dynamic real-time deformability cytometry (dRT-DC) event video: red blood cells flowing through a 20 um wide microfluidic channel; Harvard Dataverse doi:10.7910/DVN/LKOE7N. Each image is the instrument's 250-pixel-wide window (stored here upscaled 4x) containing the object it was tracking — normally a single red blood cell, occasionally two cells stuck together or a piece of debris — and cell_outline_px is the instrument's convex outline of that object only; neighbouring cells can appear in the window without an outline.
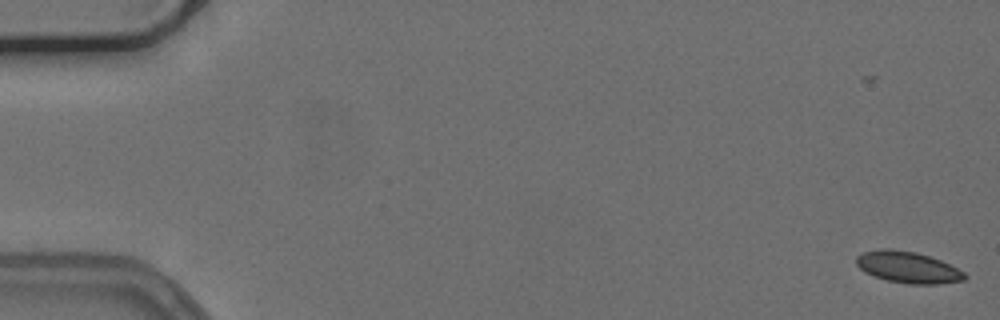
{"species": "common noctule bat (a hibernating species)", "species_latin": "Nyctalus noctula", "temperature_condition": "cold", "stored_images_in_passage": 55, "camera_frame_rate_fps": 3000, "um_per_image_px": 0.085, "animal": {"sex": "female", "body_mass_g": 24.6, "forearm_length_mm": 56.2}, "frame": {"image": 1, "passage_image": 1, "time_ms": 0.0, "image_size_px": [1000, 320], "cell_outline_px": [[968, 276], [964, 280], [940, 284], [908, 284], [888, 280], [864, 272], [856, 264], [856, 256], [864, 252], [880, 248], [892, 248], [916, 252], [940, 260], [964, 272]], "centroid_in_image_um": [77.16, 22.71], "position_along_channel_um": 7.8, "area_um2": 19.83}}
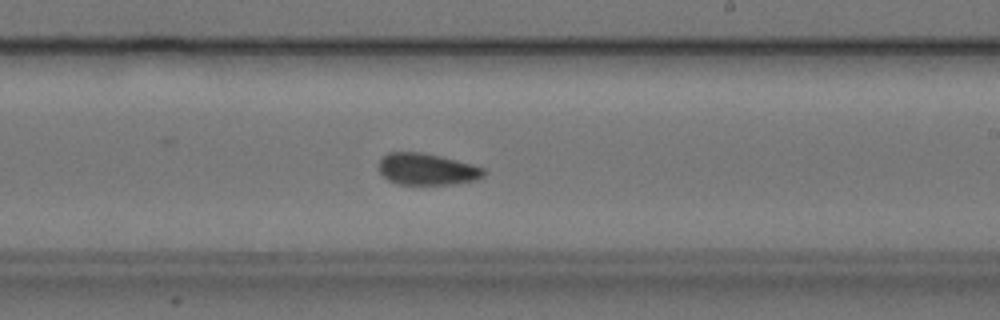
{"frame": {"image": 2, "passage_image": 33, "time_ms": 10.667, "image_size_px": [1000, 320], "cell_outline_px": [[488, 172], [484, 176], [476, 180], [452, 184], [396, 184], [388, 180], [380, 172], [380, 160], [388, 152], [424, 152], [472, 164], [484, 168]], "centroid_in_image_um": [36.32, 14.38], "position_along_channel_um": 252.7, "area_um2": 19.36}}
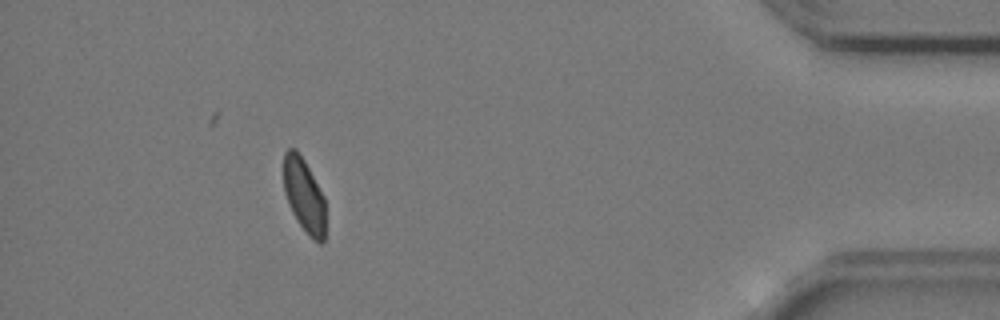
{"frame": {"image": 3, "passage_image": 50, "time_ms": 16.333, "image_size_px": [1000, 320], "cell_outline_px": [[324, 244], [320, 244], [296, 220], [288, 204], [284, 192], [284, 152], [288, 148], [296, 148], [304, 160], [324, 196]], "centroid_in_image_um": [25.82, 16.56], "position_along_channel_um": 409.4, "area_um2": 17.74}, "authors_computed_cell_mechanics": {"area_um2": 19.5364, "velocity_mm_per_s": 3.7442, "shape_relaxation_time_tau1_ms": 9.6585, "shape_relaxation_time_tau2_ms": 2.2323, "deformation_change_tau1": 0.1161, "deformation_change_tau2": 0.0528}}